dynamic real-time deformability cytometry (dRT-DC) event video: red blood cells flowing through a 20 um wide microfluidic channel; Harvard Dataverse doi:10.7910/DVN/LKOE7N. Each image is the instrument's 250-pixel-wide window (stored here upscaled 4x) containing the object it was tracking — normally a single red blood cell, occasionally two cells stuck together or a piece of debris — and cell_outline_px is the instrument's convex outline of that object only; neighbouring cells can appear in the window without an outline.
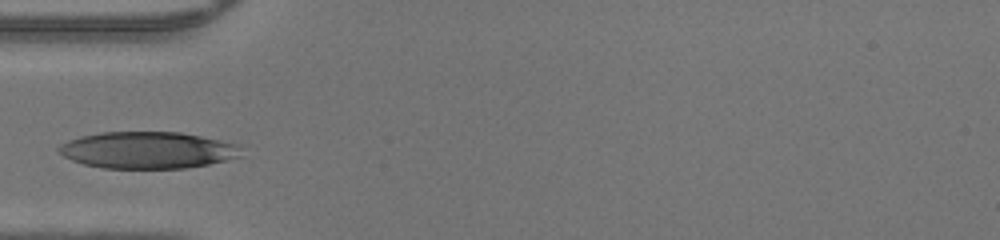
{"species": "human", "species_latin": "Homo sapiens", "temperature_condition": "warm", "stored_images_in_passage": 24, "camera_frame_rate_fps": 3000, "um_per_image_px": 0.085, "donor": {"sex": "male"}, "frame": {"image": 1, "passage_image": 1, "time_ms": 0.0, "image_size_px": [1000, 240], "cell_outline_px": [[244, 156], [208, 164], [184, 168], [104, 168], [84, 164], [72, 160], [64, 156], [56, 148], [60, 144], [68, 140], [80, 136], [100, 132], [180, 132], [220, 140], [236, 144]], "centroid_in_image_um": [12.53, 12.76], "position_along_channel_um": 72.5, "area_um2": 39.02}}
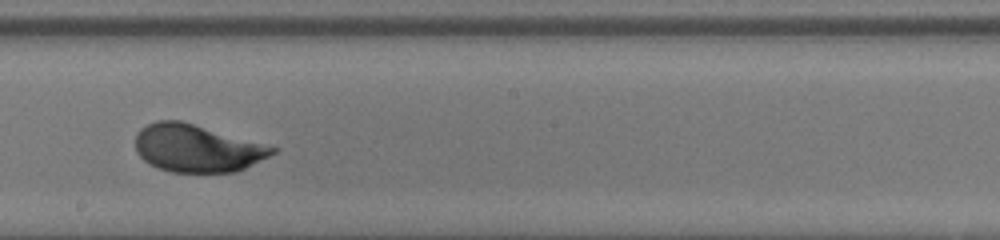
{"frame": {"image": 2, "passage_image": 12, "time_ms": 3.667, "image_size_px": [1000, 240], "cell_outline_px": [[280, 148], [276, 152], [236, 172], [172, 172], [160, 168], [144, 160], [136, 152], [136, 136], [140, 128], [156, 120], [180, 120]], "centroid_in_image_um": [16.74, 12.59], "position_along_channel_um": 231.5, "area_um2": 37.63}}
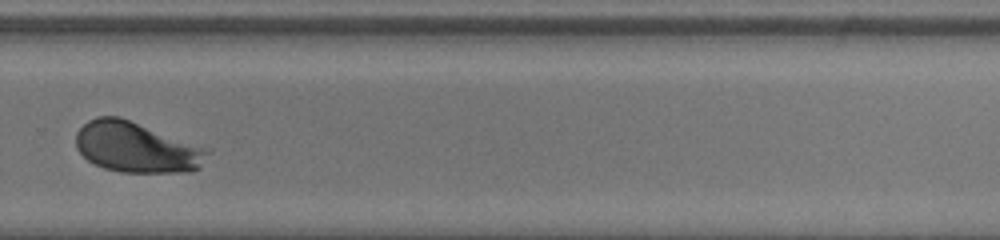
{"frame": {"image": 3, "passage_image": 18, "time_ms": 5.667, "image_size_px": [1000, 240], "cell_outline_px": [[212, 152], [200, 168], [192, 172], [120, 172], [104, 168], [88, 160], [76, 148], [76, 132], [88, 120], [96, 116], [120, 116], [212, 148]], "centroid_in_image_um": [11.69, 12.51], "position_along_channel_um": 318.1, "area_um2": 39.54}}